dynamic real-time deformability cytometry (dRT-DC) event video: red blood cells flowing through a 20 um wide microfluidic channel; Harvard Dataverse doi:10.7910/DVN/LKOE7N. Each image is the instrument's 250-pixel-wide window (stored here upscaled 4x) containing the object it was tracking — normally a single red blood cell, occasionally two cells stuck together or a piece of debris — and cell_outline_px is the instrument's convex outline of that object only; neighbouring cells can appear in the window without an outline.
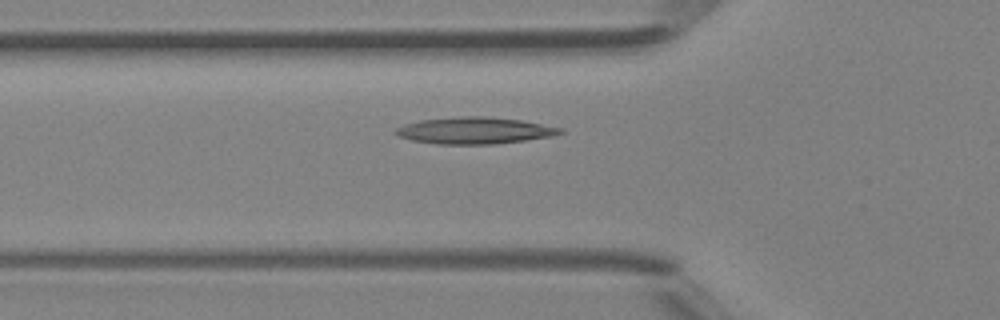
{"species": "Egyptian fruit bat (a non-hibernating species)", "species_latin": "Rousettus aegyptiacus", "temperature_condition": "room temperature", "stored_images_in_passage": 35, "camera_frame_rate_fps": 3000, "um_per_image_px": 0.085, "animal": {"sex": "female"}, "frame": {"image": 1, "passage_image": 6, "time_ms": 1.667, "image_size_px": [1000, 320], "cell_outline_px": [[564, 132], [552, 136], [524, 140], [492, 144], [436, 144], [412, 140], [400, 136], [392, 132], [396, 128], [404, 124], [420, 120], [460, 116], [484, 116], [520, 120], [564, 128]], "centroid_in_image_um": [40.32, 11.09], "position_along_channel_um": 85.5, "area_um2": 25.49}}
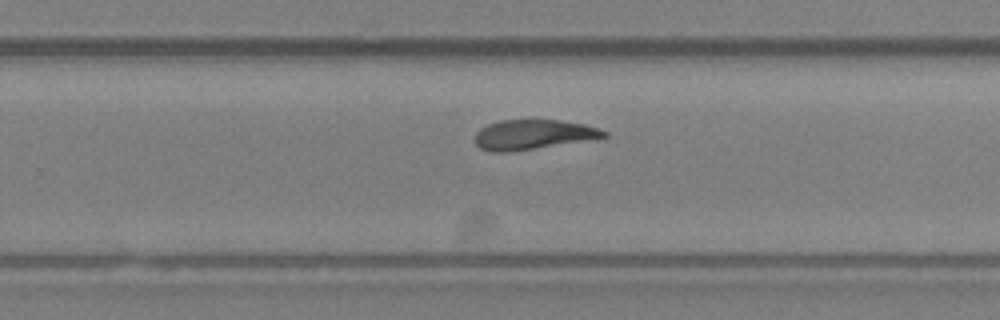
{"frame": {"image": 2, "passage_image": 20, "time_ms": 6.333, "image_size_px": [1000, 320], "cell_outline_px": [[608, 136], [512, 152], [492, 152], [480, 148], [476, 144], [476, 132], [480, 128], [488, 124], [500, 120], [560, 120], [584, 124], [608, 132]], "centroid_in_image_um": [45.26, 11.43], "position_along_channel_um": 284.5, "area_um2": 22.08}}
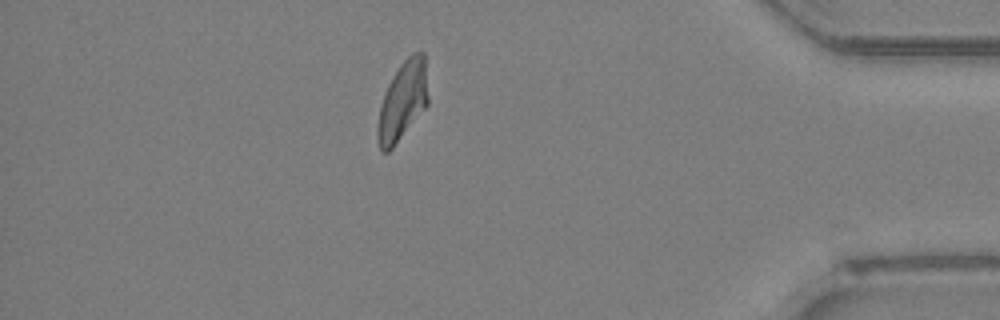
{"frame": {"image": 3, "passage_image": 31, "time_ms": 10.0, "image_size_px": [1000, 320], "cell_outline_px": [[428, 104], [392, 148], [388, 152], [380, 152], [376, 136], [376, 128], [380, 104], [388, 84], [392, 76], [400, 64], [412, 52], [424, 52], [428, 96]], "centroid_in_image_um": [34.19, 8.59], "position_along_channel_um": 401.0, "area_um2": 23.24}, "authors_computed_cell_mechanics": {"area_um2": 23.12, "velocity_mm_per_s": 4.2634, "shape_relaxation_time_tau1_ms": null, "shape_relaxation_time_tau2_ms": 3.9893, "deformation_change_tau1": null, "deformation_change_tau2": 0.1379}}